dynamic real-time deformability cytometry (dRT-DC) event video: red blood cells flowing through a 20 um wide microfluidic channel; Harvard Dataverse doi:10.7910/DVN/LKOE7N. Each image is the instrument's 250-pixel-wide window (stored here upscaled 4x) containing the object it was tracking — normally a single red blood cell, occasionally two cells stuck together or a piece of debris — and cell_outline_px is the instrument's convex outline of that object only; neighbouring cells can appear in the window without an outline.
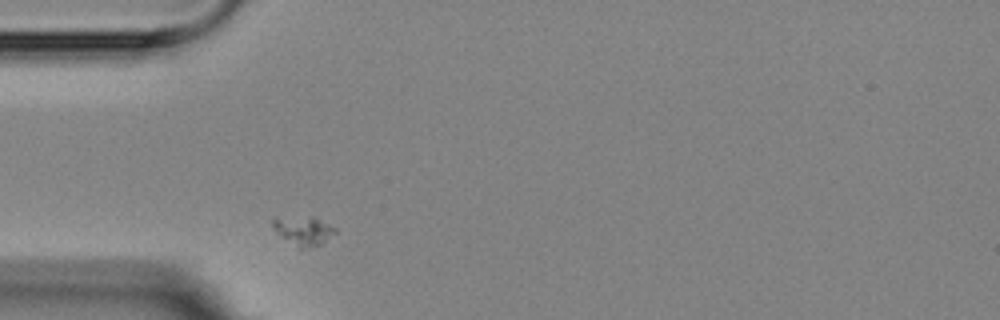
{"species": "Egyptian fruit bat (a non-hibernating species)", "species_latin": "Rousettus aegyptiacus", "temperature_condition": "room temperature", "stored_images_in_passage": 1, "camera_frame_rate_fps": 3000, "um_per_image_px": 0.085, "animal": {"sex": "female"}, "frame": {"image": 1, "passage_image": 1, "time_ms": 0.0, "image_size_px": [1000, 320], "cell_outline_px": [[336, 232], [320, 244], [300, 248], [272, 228], [272, 220], [276, 216], [312, 216], [336, 228]], "centroid_in_image_um": [25.76, 19.54], "position_along_channel_um": 59.2, "area_um2": 10.23}}